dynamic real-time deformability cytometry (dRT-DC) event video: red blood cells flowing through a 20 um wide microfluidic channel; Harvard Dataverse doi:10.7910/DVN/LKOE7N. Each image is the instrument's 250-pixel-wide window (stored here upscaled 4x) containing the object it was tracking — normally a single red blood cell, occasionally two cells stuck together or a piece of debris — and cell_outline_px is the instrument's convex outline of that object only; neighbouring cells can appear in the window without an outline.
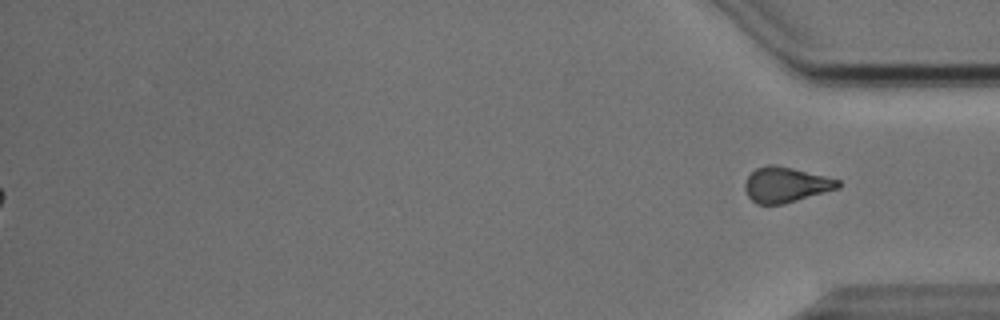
{"species": "Egyptian fruit bat (a non-hibernating species)", "species_latin": "Rousettus aegyptiacus", "temperature_condition": "cold", "stored_images_in_passage": 48, "segment_of_instrument_passage": [2, 2], "camera_frame_rate_fps": 3000, "um_per_image_px": 0.085, "animal": {"sex": "male"}, "frame": {"image": 1, "passage_image": 48, "time_ms": 15.667, "image_size_px": [1000, 320], "cell_outline_px": [[840, 188], [784, 204], [756, 204], [748, 196], [744, 188], [744, 184], [748, 176], [756, 168], [768, 164], [776, 164], [840, 180]], "centroid_in_image_um": [66.78, 15.7], "position_along_channel_um": 368.4, "area_um2": 19.13}}